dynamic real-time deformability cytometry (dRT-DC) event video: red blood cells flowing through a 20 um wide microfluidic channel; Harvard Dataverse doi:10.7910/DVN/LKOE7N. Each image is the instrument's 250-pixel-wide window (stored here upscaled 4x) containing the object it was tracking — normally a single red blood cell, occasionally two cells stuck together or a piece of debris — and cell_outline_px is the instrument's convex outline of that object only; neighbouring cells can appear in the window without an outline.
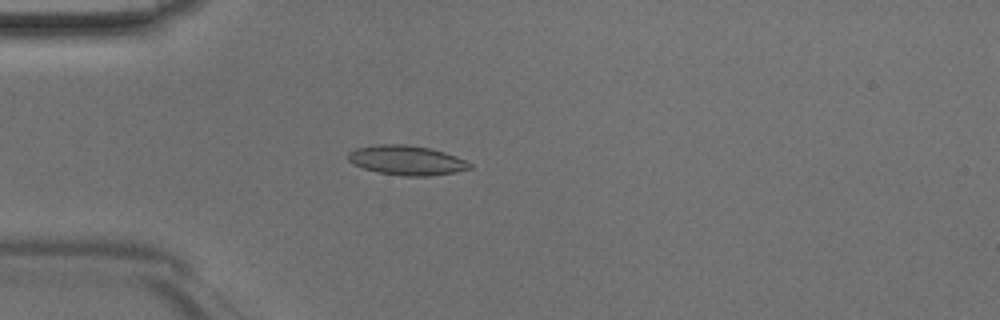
{"species": "Egyptian fruit bat (a non-hibernating species)", "species_latin": "Rousettus aegyptiacus", "temperature_condition": "room temperature", "stored_images_in_passage": 45, "camera_frame_rate_fps": 3000, "um_per_image_px": 0.085, "animal": {"sex": "male"}, "frame": {"image": 1, "passage_image": 13, "time_ms": 4.0, "image_size_px": [1000, 320], "cell_outline_px": [[472, 168], [456, 172], [432, 176], [404, 176], [380, 172], [364, 168], [352, 164], [348, 160], [348, 152], [356, 148], [380, 144], [408, 144], [432, 148], [456, 156], [472, 164]], "centroid_in_image_um": [34.58, 13.62], "position_along_channel_um": 50.4, "area_um2": 21.04}}
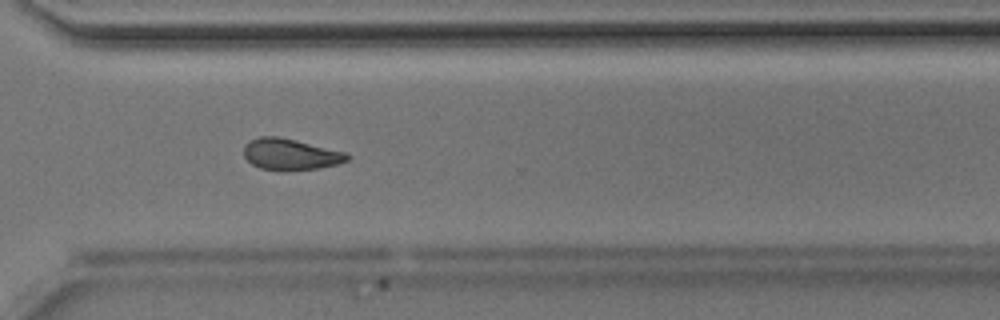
{"frame": {"image": 2, "passage_image": 34, "time_ms": 11.0, "image_size_px": [1000, 320], "cell_outline_px": [[352, 156], [348, 160], [336, 164], [316, 168], [260, 168], [252, 164], [244, 156], [244, 144], [248, 140], [260, 136], [280, 136], [348, 152]], "centroid_in_image_um": [24.7, 13.05], "position_along_channel_um": 345.9, "area_um2": 18.5}}
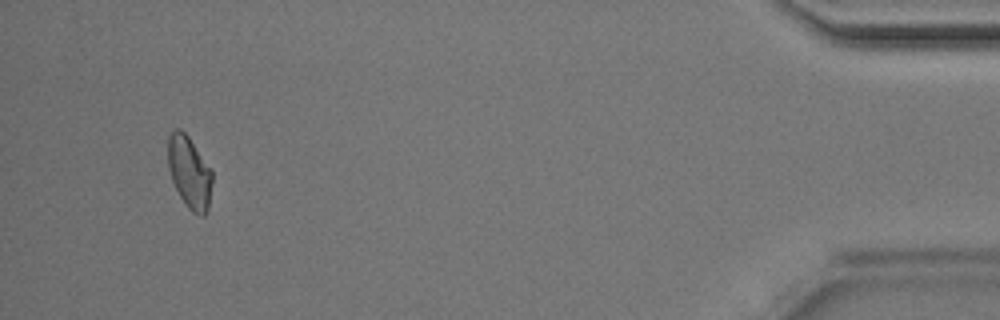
{"frame": {"image": 3, "passage_image": 44, "time_ms": 14.333, "image_size_px": [1000, 320], "cell_outline_px": [[212, 180], [208, 208], [204, 216], [200, 216], [192, 212], [188, 208], [180, 196], [172, 180], [168, 168], [168, 136], [176, 128], [180, 128], [188, 136], [212, 172]], "centroid_in_image_um": [16.08, 14.65], "position_along_channel_um": 419.1, "area_um2": 18.32}}